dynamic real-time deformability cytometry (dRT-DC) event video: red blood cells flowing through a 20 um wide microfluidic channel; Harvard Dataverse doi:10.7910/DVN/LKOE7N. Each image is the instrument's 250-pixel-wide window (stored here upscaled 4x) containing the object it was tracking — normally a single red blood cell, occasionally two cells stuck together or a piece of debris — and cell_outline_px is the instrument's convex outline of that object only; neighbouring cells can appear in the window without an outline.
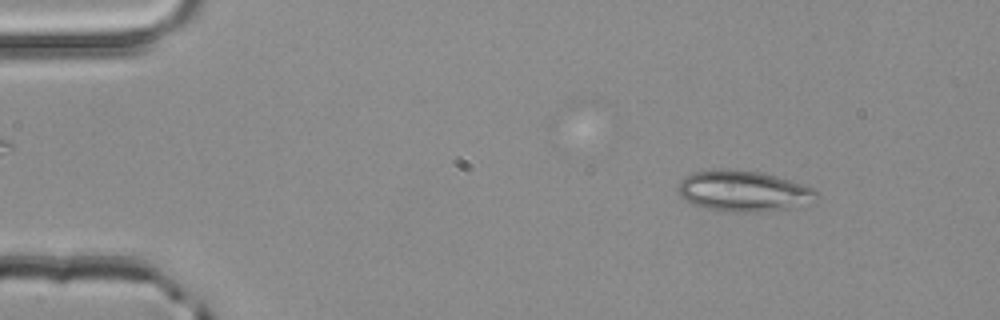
{"species": "common noctule bat (a hibernating species)", "species_latin": "Nyctalus noctula", "temperature_condition": "room temperature", "stored_images_in_passage": 39, "segment_of_instrument_passage": [1, 2], "camera_frame_rate_fps": 3000, "um_per_image_px": 0.085, "animal": {"sex": "male", "body_mass_g": 20.4}, "frame": {"image": 1, "passage_image": 6, "time_ms": 1.667, "image_size_px": [1000, 320], "cell_outline_px": [[820, 192], [816, 200], [812, 204], [764, 212], [716, 212], [692, 204], [676, 188], [680, 180], [684, 176], [692, 172], [716, 168], [724, 168], [760, 172], [776, 176], [804, 184]], "centroid_in_image_um": [63.22, 16.25], "position_along_channel_um": 21.8, "area_um2": 33.7}}
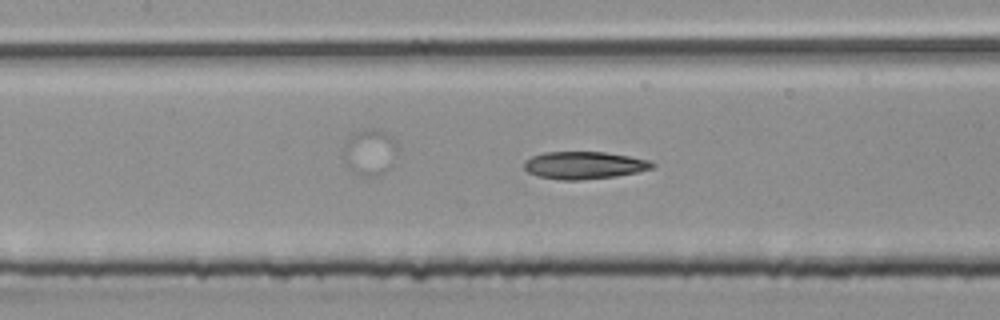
{"frame": {"image": 2, "passage_image": 23, "time_ms": 7.333, "image_size_px": [1000, 320], "cell_outline_px": [[656, 164], [652, 168], [640, 172], [616, 176], [580, 180], [560, 180], [536, 176], [528, 172], [524, 168], [524, 160], [532, 156], [544, 152], [604, 152], [628, 156], [648, 160]], "centroid_in_image_um": [49.63, 14.05], "position_along_channel_um": 157.8, "area_um2": 20.58}}
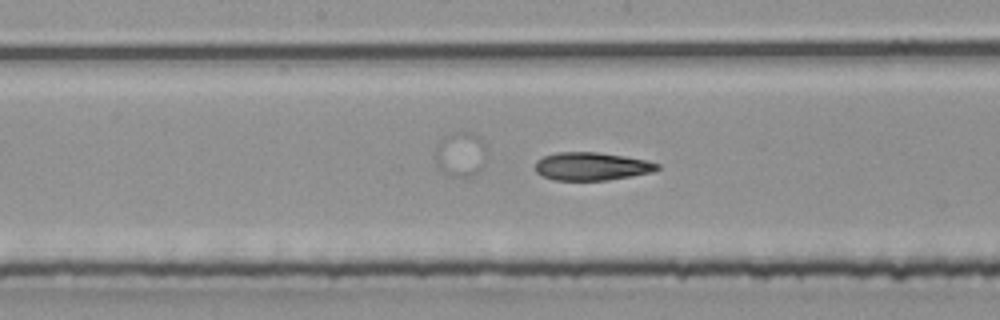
{"frame": {"image": 3, "passage_image": 26, "time_ms": 8.333, "image_size_px": [1000, 320], "cell_outline_px": [[660, 168], [652, 172], [632, 176], [608, 180], [552, 180], [536, 172], [536, 160], [544, 156], [556, 152], [596, 152], [624, 156], [648, 160], [660, 164]], "centroid_in_image_um": [50.31, 14.14], "position_along_channel_um": 197.9, "area_um2": 20.0}}